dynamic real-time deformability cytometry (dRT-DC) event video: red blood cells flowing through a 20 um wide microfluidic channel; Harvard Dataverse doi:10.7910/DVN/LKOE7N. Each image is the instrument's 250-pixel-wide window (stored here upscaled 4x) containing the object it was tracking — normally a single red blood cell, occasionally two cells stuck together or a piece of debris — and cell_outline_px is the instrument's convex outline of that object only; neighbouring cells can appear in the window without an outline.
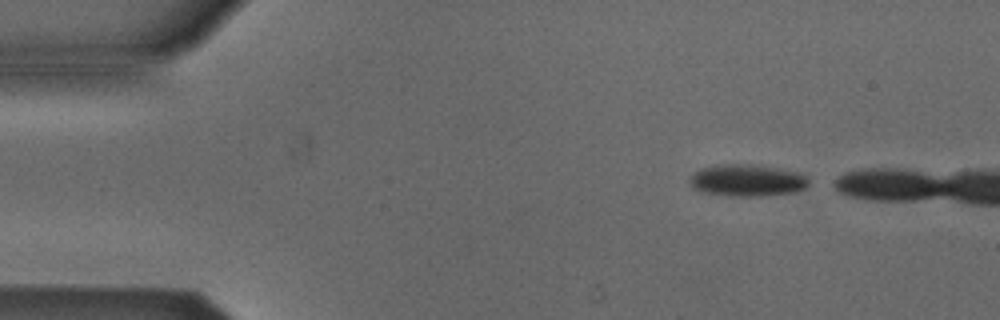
{"species": "Egyptian fruit bat (a non-hibernating species)", "species_latin": "Rousettus aegyptiacus", "temperature_condition": "cold", "stored_images_in_passage": 2, "camera_frame_rate_fps": 3000, "um_per_image_px": 0.085, "animal": {"sex": "male"}, "frame": {"image": 1, "passage_image": 1, "time_ms": 0.0, "image_size_px": [1000, 320], "cell_outline_px": [[808, 184], [804, 188], [796, 192], [764, 196], [728, 196], [704, 192], [692, 188], [688, 184], [688, 180], [696, 172], [704, 168], [732, 164], [748, 164], [776, 168], [800, 172], [808, 180]], "centroid_in_image_um": [63.52, 15.35], "position_along_channel_um": 21.5, "area_um2": 21.91}}